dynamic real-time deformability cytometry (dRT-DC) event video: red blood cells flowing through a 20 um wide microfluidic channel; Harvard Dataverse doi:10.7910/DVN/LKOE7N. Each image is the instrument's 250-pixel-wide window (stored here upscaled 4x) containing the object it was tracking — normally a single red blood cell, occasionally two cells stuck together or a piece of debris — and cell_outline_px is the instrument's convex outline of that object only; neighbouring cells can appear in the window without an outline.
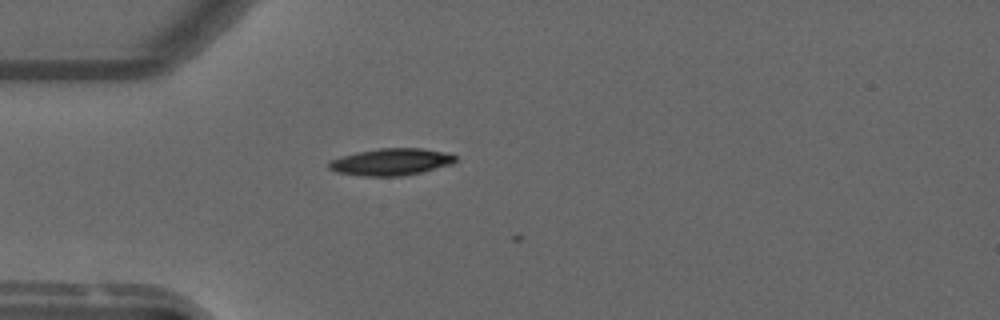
{"species": "common noctule bat (a hibernating species)", "species_latin": "Nyctalus noctula", "temperature_condition": "warm", "stored_images_in_passage": 5, "camera_frame_rate_fps": 3000, "um_per_image_px": 0.085, "animal": {"sex": "male", "forearm_length_mm": 52.5}, "frame": {"image": 1, "passage_image": 1, "time_ms": 0.0, "image_size_px": [1000, 320], "cell_outline_px": [[456, 160], [452, 164], [420, 172], [400, 176], [364, 176], [336, 172], [328, 168], [328, 160], [340, 156], [356, 152], [380, 148], [420, 148], [444, 152], [456, 156]], "centroid_in_image_um": [33.18, 13.75], "position_along_channel_um": 51.8, "area_um2": 19.83}}